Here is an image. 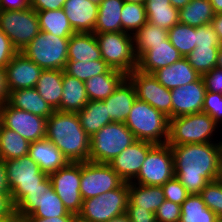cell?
<instances>
[{
	"label": "cell",
	"mask_w": 222,
	"mask_h": 222,
	"mask_svg": "<svg viewBox=\"0 0 222 222\" xmlns=\"http://www.w3.org/2000/svg\"><path fill=\"white\" fill-rule=\"evenodd\" d=\"M171 146L175 177L189 194L201 190L216 181L221 142L191 143Z\"/></svg>",
	"instance_id": "obj_1"
},
{
	"label": "cell",
	"mask_w": 222,
	"mask_h": 222,
	"mask_svg": "<svg viewBox=\"0 0 222 222\" xmlns=\"http://www.w3.org/2000/svg\"><path fill=\"white\" fill-rule=\"evenodd\" d=\"M45 138L62 152L68 162L89 161L90 136L82 128L77 113L55 110L46 121Z\"/></svg>",
	"instance_id": "obj_2"
},
{
	"label": "cell",
	"mask_w": 222,
	"mask_h": 222,
	"mask_svg": "<svg viewBox=\"0 0 222 222\" xmlns=\"http://www.w3.org/2000/svg\"><path fill=\"white\" fill-rule=\"evenodd\" d=\"M137 140L166 144L169 137V118L145 101L136 98L125 121Z\"/></svg>",
	"instance_id": "obj_3"
},
{
	"label": "cell",
	"mask_w": 222,
	"mask_h": 222,
	"mask_svg": "<svg viewBox=\"0 0 222 222\" xmlns=\"http://www.w3.org/2000/svg\"><path fill=\"white\" fill-rule=\"evenodd\" d=\"M207 113H193L169 119L168 145L222 142L213 137L220 130ZM217 129V130H216ZM215 140V141H214Z\"/></svg>",
	"instance_id": "obj_4"
},
{
	"label": "cell",
	"mask_w": 222,
	"mask_h": 222,
	"mask_svg": "<svg viewBox=\"0 0 222 222\" xmlns=\"http://www.w3.org/2000/svg\"><path fill=\"white\" fill-rule=\"evenodd\" d=\"M14 216L20 220L26 217L51 218L76 216L70 213L54 191L50 177L44 180V189L30 190L14 206Z\"/></svg>",
	"instance_id": "obj_5"
},
{
	"label": "cell",
	"mask_w": 222,
	"mask_h": 222,
	"mask_svg": "<svg viewBox=\"0 0 222 222\" xmlns=\"http://www.w3.org/2000/svg\"><path fill=\"white\" fill-rule=\"evenodd\" d=\"M136 140L125 123L107 124L90 137L89 161L108 164Z\"/></svg>",
	"instance_id": "obj_6"
},
{
	"label": "cell",
	"mask_w": 222,
	"mask_h": 222,
	"mask_svg": "<svg viewBox=\"0 0 222 222\" xmlns=\"http://www.w3.org/2000/svg\"><path fill=\"white\" fill-rule=\"evenodd\" d=\"M4 162L13 207L28 191L44 189V180L49 175L41 171L39 165L29 155Z\"/></svg>",
	"instance_id": "obj_7"
},
{
	"label": "cell",
	"mask_w": 222,
	"mask_h": 222,
	"mask_svg": "<svg viewBox=\"0 0 222 222\" xmlns=\"http://www.w3.org/2000/svg\"><path fill=\"white\" fill-rule=\"evenodd\" d=\"M101 52V58L113 69L126 75L137 69L133 35L127 32L94 33Z\"/></svg>",
	"instance_id": "obj_8"
},
{
	"label": "cell",
	"mask_w": 222,
	"mask_h": 222,
	"mask_svg": "<svg viewBox=\"0 0 222 222\" xmlns=\"http://www.w3.org/2000/svg\"><path fill=\"white\" fill-rule=\"evenodd\" d=\"M68 42L69 38L40 30L22 53L43 70H64L68 61Z\"/></svg>",
	"instance_id": "obj_9"
},
{
	"label": "cell",
	"mask_w": 222,
	"mask_h": 222,
	"mask_svg": "<svg viewBox=\"0 0 222 222\" xmlns=\"http://www.w3.org/2000/svg\"><path fill=\"white\" fill-rule=\"evenodd\" d=\"M128 183L93 198L85 199L77 215L81 222H107L114 217L126 214L128 206Z\"/></svg>",
	"instance_id": "obj_10"
},
{
	"label": "cell",
	"mask_w": 222,
	"mask_h": 222,
	"mask_svg": "<svg viewBox=\"0 0 222 222\" xmlns=\"http://www.w3.org/2000/svg\"><path fill=\"white\" fill-rule=\"evenodd\" d=\"M0 29L18 52H22L40 31L37 13L32 8L0 11Z\"/></svg>",
	"instance_id": "obj_11"
},
{
	"label": "cell",
	"mask_w": 222,
	"mask_h": 222,
	"mask_svg": "<svg viewBox=\"0 0 222 222\" xmlns=\"http://www.w3.org/2000/svg\"><path fill=\"white\" fill-rule=\"evenodd\" d=\"M174 176V158L171 146L167 143L155 144L148 151L138 176L132 182L141 185L162 186Z\"/></svg>",
	"instance_id": "obj_12"
},
{
	"label": "cell",
	"mask_w": 222,
	"mask_h": 222,
	"mask_svg": "<svg viewBox=\"0 0 222 222\" xmlns=\"http://www.w3.org/2000/svg\"><path fill=\"white\" fill-rule=\"evenodd\" d=\"M49 177L64 207L77 216L83 203L80 193L81 162H68L64 167L50 173Z\"/></svg>",
	"instance_id": "obj_13"
},
{
	"label": "cell",
	"mask_w": 222,
	"mask_h": 222,
	"mask_svg": "<svg viewBox=\"0 0 222 222\" xmlns=\"http://www.w3.org/2000/svg\"><path fill=\"white\" fill-rule=\"evenodd\" d=\"M123 182L107 163L81 162L80 193L83 200L118 188Z\"/></svg>",
	"instance_id": "obj_14"
},
{
	"label": "cell",
	"mask_w": 222,
	"mask_h": 222,
	"mask_svg": "<svg viewBox=\"0 0 222 222\" xmlns=\"http://www.w3.org/2000/svg\"><path fill=\"white\" fill-rule=\"evenodd\" d=\"M47 118L12 107L8 102L0 107V124L19 133L28 142L46 137Z\"/></svg>",
	"instance_id": "obj_15"
},
{
	"label": "cell",
	"mask_w": 222,
	"mask_h": 222,
	"mask_svg": "<svg viewBox=\"0 0 222 222\" xmlns=\"http://www.w3.org/2000/svg\"><path fill=\"white\" fill-rule=\"evenodd\" d=\"M135 88L136 97L147 102L169 119L172 118L171 90L165 88L152 75L135 69L127 74Z\"/></svg>",
	"instance_id": "obj_16"
},
{
	"label": "cell",
	"mask_w": 222,
	"mask_h": 222,
	"mask_svg": "<svg viewBox=\"0 0 222 222\" xmlns=\"http://www.w3.org/2000/svg\"><path fill=\"white\" fill-rule=\"evenodd\" d=\"M154 145L151 142L136 140L108 164L124 182H132L138 176L148 151Z\"/></svg>",
	"instance_id": "obj_17"
},
{
	"label": "cell",
	"mask_w": 222,
	"mask_h": 222,
	"mask_svg": "<svg viewBox=\"0 0 222 222\" xmlns=\"http://www.w3.org/2000/svg\"><path fill=\"white\" fill-rule=\"evenodd\" d=\"M206 91L202 77L171 90L172 118L202 112Z\"/></svg>",
	"instance_id": "obj_18"
},
{
	"label": "cell",
	"mask_w": 222,
	"mask_h": 222,
	"mask_svg": "<svg viewBox=\"0 0 222 222\" xmlns=\"http://www.w3.org/2000/svg\"><path fill=\"white\" fill-rule=\"evenodd\" d=\"M6 79L10 91L35 88L43 71L22 52H18L5 67Z\"/></svg>",
	"instance_id": "obj_19"
},
{
	"label": "cell",
	"mask_w": 222,
	"mask_h": 222,
	"mask_svg": "<svg viewBox=\"0 0 222 222\" xmlns=\"http://www.w3.org/2000/svg\"><path fill=\"white\" fill-rule=\"evenodd\" d=\"M63 10L76 33H94L98 5L88 0H66Z\"/></svg>",
	"instance_id": "obj_20"
},
{
	"label": "cell",
	"mask_w": 222,
	"mask_h": 222,
	"mask_svg": "<svg viewBox=\"0 0 222 222\" xmlns=\"http://www.w3.org/2000/svg\"><path fill=\"white\" fill-rule=\"evenodd\" d=\"M182 57L180 52L167 39L165 43L152 45V48L138 59L137 70L153 74L160 68L172 65Z\"/></svg>",
	"instance_id": "obj_21"
},
{
	"label": "cell",
	"mask_w": 222,
	"mask_h": 222,
	"mask_svg": "<svg viewBox=\"0 0 222 222\" xmlns=\"http://www.w3.org/2000/svg\"><path fill=\"white\" fill-rule=\"evenodd\" d=\"M168 90L197 81L201 75L182 57L172 65L158 69L152 74Z\"/></svg>",
	"instance_id": "obj_22"
},
{
	"label": "cell",
	"mask_w": 222,
	"mask_h": 222,
	"mask_svg": "<svg viewBox=\"0 0 222 222\" xmlns=\"http://www.w3.org/2000/svg\"><path fill=\"white\" fill-rule=\"evenodd\" d=\"M136 98L135 88L126 77L114 93L103 100L110 119L113 122L125 123Z\"/></svg>",
	"instance_id": "obj_23"
},
{
	"label": "cell",
	"mask_w": 222,
	"mask_h": 222,
	"mask_svg": "<svg viewBox=\"0 0 222 222\" xmlns=\"http://www.w3.org/2000/svg\"><path fill=\"white\" fill-rule=\"evenodd\" d=\"M28 155L48 175L68 163L62 152L46 138L30 143Z\"/></svg>",
	"instance_id": "obj_24"
},
{
	"label": "cell",
	"mask_w": 222,
	"mask_h": 222,
	"mask_svg": "<svg viewBox=\"0 0 222 222\" xmlns=\"http://www.w3.org/2000/svg\"><path fill=\"white\" fill-rule=\"evenodd\" d=\"M127 75L110 68L106 73L91 77L84 82L89 101H103L114 93Z\"/></svg>",
	"instance_id": "obj_25"
},
{
	"label": "cell",
	"mask_w": 222,
	"mask_h": 222,
	"mask_svg": "<svg viewBox=\"0 0 222 222\" xmlns=\"http://www.w3.org/2000/svg\"><path fill=\"white\" fill-rule=\"evenodd\" d=\"M12 107L28 111L32 114L49 118L54 109L42 99L35 88L10 91L7 101Z\"/></svg>",
	"instance_id": "obj_26"
},
{
	"label": "cell",
	"mask_w": 222,
	"mask_h": 222,
	"mask_svg": "<svg viewBox=\"0 0 222 222\" xmlns=\"http://www.w3.org/2000/svg\"><path fill=\"white\" fill-rule=\"evenodd\" d=\"M101 58L94 33H74L68 42V61H95Z\"/></svg>",
	"instance_id": "obj_27"
},
{
	"label": "cell",
	"mask_w": 222,
	"mask_h": 222,
	"mask_svg": "<svg viewBox=\"0 0 222 222\" xmlns=\"http://www.w3.org/2000/svg\"><path fill=\"white\" fill-rule=\"evenodd\" d=\"M88 102L89 98L84 82L69 76L63 70V94L60 111L78 113Z\"/></svg>",
	"instance_id": "obj_28"
},
{
	"label": "cell",
	"mask_w": 222,
	"mask_h": 222,
	"mask_svg": "<svg viewBox=\"0 0 222 222\" xmlns=\"http://www.w3.org/2000/svg\"><path fill=\"white\" fill-rule=\"evenodd\" d=\"M35 89L54 110L60 111L63 94V70H43Z\"/></svg>",
	"instance_id": "obj_29"
},
{
	"label": "cell",
	"mask_w": 222,
	"mask_h": 222,
	"mask_svg": "<svg viewBox=\"0 0 222 222\" xmlns=\"http://www.w3.org/2000/svg\"><path fill=\"white\" fill-rule=\"evenodd\" d=\"M128 204H134L140 209H147L153 213L164 202V193L161 186H149L128 183Z\"/></svg>",
	"instance_id": "obj_30"
},
{
	"label": "cell",
	"mask_w": 222,
	"mask_h": 222,
	"mask_svg": "<svg viewBox=\"0 0 222 222\" xmlns=\"http://www.w3.org/2000/svg\"><path fill=\"white\" fill-rule=\"evenodd\" d=\"M123 0H102L98 5V15L94 33L121 32V12Z\"/></svg>",
	"instance_id": "obj_31"
},
{
	"label": "cell",
	"mask_w": 222,
	"mask_h": 222,
	"mask_svg": "<svg viewBox=\"0 0 222 222\" xmlns=\"http://www.w3.org/2000/svg\"><path fill=\"white\" fill-rule=\"evenodd\" d=\"M77 114L82 128L90 137L103 126L113 122L104 101H89Z\"/></svg>",
	"instance_id": "obj_32"
},
{
	"label": "cell",
	"mask_w": 222,
	"mask_h": 222,
	"mask_svg": "<svg viewBox=\"0 0 222 222\" xmlns=\"http://www.w3.org/2000/svg\"><path fill=\"white\" fill-rule=\"evenodd\" d=\"M39 28L43 32H48L57 37L70 38L76 33L63 8L57 10L36 11Z\"/></svg>",
	"instance_id": "obj_33"
},
{
	"label": "cell",
	"mask_w": 222,
	"mask_h": 222,
	"mask_svg": "<svg viewBox=\"0 0 222 222\" xmlns=\"http://www.w3.org/2000/svg\"><path fill=\"white\" fill-rule=\"evenodd\" d=\"M215 16L209 0H191L179 9V22L192 27L211 24Z\"/></svg>",
	"instance_id": "obj_34"
},
{
	"label": "cell",
	"mask_w": 222,
	"mask_h": 222,
	"mask_svg": "<svg viewBox=\"0 0 222 222\" xmlns=\"http://www.w3.org/2000/svg\"><path fill=\"white\" fill-rule=\"evenodd\" d=\"M29 145L25 138L12 129L0 124V159L7 161L29 154Z\"/></svg>",
	"instance_id": "obj_35"
},
{
	"label": "cell",
	"mask_w": 222,
	"mask_h": 222,
	"mask_svg": "<svg viewBox=\"0 0 222 222\" xmlns=\"http://www.w3.org/2000/svg\"><path fill=\"white\" fill-rule=\"evenodd\" d=\"M168 39V30L146 22L133 34V44L137 59H139L152 45L165 43Z\"/></svg>",
	"instance_id": "obj_36"
},
{
	"label": "cell",
	"mask_w": 222,
	"mask_h": 222,
	"mask_svg": "<svg viewBox=\"0 0 222 222\" xmlns=\"http://www.w3.org/2000/svg\"><path fill=\"white\" fill-rule=\"evenodd\" d=\"M218 216L206 207L199 194H190L181 204L180 222H217Z\"/></svg>",
	"instance_id": "obj_37"
},
{
	"label": "cell",
	"mask_w": 222,
	"mask_h": 222,
	"mask_svg": "<svg viewBox=\"0 0 222 222\" xmlns=\"http://www.w3.org/2000/svg\"><path fill=\"white\" fill-rule=\"evenodd\" d=\"M168 39L183 57H187L196 47V27L178 22L168 30Z\"/></svg>",
	"instance_id": "obj_38"
},
{
	"label": "cell",
	"mask_w": 222,
	"mask_h": 222,
	"mask_svg": "<svg viewBox=\"0 0 222 222\" xmlns=\"http://www.w3.org/2000/svg\"><path fill=\"white\" fill-rule=\"evenodd\" d=\"M110 68L103 59L88 62L67 61L64 72L85 82L91 77L106 73Z\"/></svg>",
	"instance_id": "obj_39"
},
{
	"label": "cell",
	"mask_w": 222,
	"mask_h": 222,
	"mask_svg": "<svg viewBox=\"0 0 222 222\" xmlns=\"http://www.w3.org/2000/svg\"><path fill=\"white\" fill-rule=\"evenodd\" d=\"M147 22L144 4L124 2L121 12L122 31L134 34Z\"/></svg>",
	"instance_id": "obj_40"
},
{
	"label": "cell",
	"mask_w": 222,
	"mask_h": 222,
	"mask_svg": "<svg viewBox=\"0 0 222 222\" xmlns=\"http://www.w3.org/2000/svg\"><path fill=\"white\" fill-rule=\"evenodd\" d=\"M219 47H195L186 57L189 64L201 76L216 68Z\"/></svg>",
	"instance_id": "obj_41"
},
{
	"label": "cell",
	"mask_w": 222,
	"mask_h": 222,
	"mask_svg": "<svg viewBox=\"0 0 222 222\" xmlns=\"http://www.w3.org/2000/svg\"><path fill=\"white\" fill-rule=\"evenodd\" d=\"M145 10L147 22L166 30L179 22V9L174 7L145 8Z\"/></svg>",
	"instance_id": "obj_42"
},
{
	"label": "cell",
	"mask_w": 222,
	"mask_h": 222,
	"mask_svg": "<svg viewBox=\"0 0 222 222\" xmlns=\"http://www.w3.org/2000/svg\"><path fill=\"white\" fill-rule=\"evenodd\" d=\"M199 195L206 207L222 219V184L217 181L208 183Z\"/></svg>",
	"instance_id": "obj_43"
},
{
	"label": "cell",
	"mask_w": 222,
	"mask_h": 222,
	"mask_svg": "<svg viewBox=\"0 0 222 222\" xmlns=\"http://www.w3.org/2000/svg\"><path fill=\"white\" fill-rule=\"evenodd\" d=\"M164 198L181 205L190 195L183 184L174 176L162 186Z\"/></svg>",
	"instance_id": "obj_44"
},
{
	"label": "cell",
	"mask_w": 222,
	"mask_h": 222,
	"mask_svg": "<svg viewBox=\"0 0 222 222\" xmlns=\"http://www.w3.org/2000/svg\"><path fill=\"white\" fill-rule=\"evenodd\" d=\"M202 112L209 114L222 126V94L206 91Z\"/></svg>",
	"instance_id": "obj_45"
},
{
	"label": "cell",
	"mask_w": 222,
	"mask_h": 222,
	"mask_svg": "<svg viewBox=\"0 0 222 222\" xmlns=\"http://www.w3.org/2000/svg\"><path fill=\"white\" fill-rule=\"evenodd\" d=\"M156 222H180L181 205L164 200L155 212Z\"/></svg>",
	"instance_id": "obj_46"
},
{
	"label": "cell",
	"mask_w": 222,
	"mask_h": 222,
	"mask_svg": "<svg viewBox=\"0 0 222 222\" xmlns=\"http://www.w3.org/2000/svg\"><path fill=\"white\" fill-rule=\"evenodd\" d=\"M220 45L211 24L196 27V47H220Z\"/></svg>",
	"instance_id": "obj_47"
},
{
	"label": "cell",
	"mask_w": 222,
	"mask_h": 222,
	"mask_svg": "<svg viewBox=\"0 0 222 222\" xmlns=\"http://www.w3.org/2000/svg\"><path fill=\"white\" fill-rule=\"evenodd\" d=\"M17 53L12 41L0 29V68H5Z\"/></svg>",
	"instance_id": "obj_48"
},
{
	"label": "cell",
	"mask_w": 222,
	"mask_h": 222,
	"mask_svg": "<svg viewBox=\"0 0 222 222\" xmlns=\"http://www.w3.org/2000/svg\"><path fill=\"white\" fill-rule=\"evenodd\" d=\"M201 77L207 91L222 94V69L214 68Z\"/></svg>",
	"instance_id": "obj_49"
},
{
	"label": "cell",
	"mask_w": 222,
	"mask_h": 222,
	"mask_svg": "<svg viewBox=\"0 0 222 222\" xmlns=\"http://www.w3.org/2000/svg\"><path fill=\"white\" fill-rule=\"evenodd\" d=\"M126 215L131 222H156L155 213L147 209H140V207L134 204H128Z\"/></svg>",
	"instance_id": "obj_50"
},
{
	"label": "cell",
	"mask_w": 222,
	"mask_h": 222,
	"mask_svg": "<svg viewBox=\"0 0 222 222\" xmlns=\"http://www.w3.org/2000/svg\"><path fill=\"white\" fill-rule=\"evenodd\" d=\"M66 0H31V8L35 11L57 10L63 8Z\"/></svg>",
	"instance_id": "obj_51"
},
{
	"label": "cell",
	"mask_w": 222,
	"mask_h": 222,
	"mask_svg": "<svg viewBox=\"0 0 222 222\" xmlns=\"http://www.w3.org/2000/svg\"><path fill=\"white\" fill-rule=\"evenodd\" d=\"M31 8V0H0V11H18Z\"/></svg>",
	"instance_id": "obj_52"
},
{
	"label": "cell",
	"mask_w": 222,
	"mask_h": 222,
	"mask_svg": "<svg viewBox=\"0 0 222 222\" xmlns=\"http://www.w3.org/2000/svg\"><path fill=\"white\" fill-rule=\"evenodd\" d=\"M10 195L11 194H0V218H15Z\"/></svg>",
	"instance_id": "obj_53"
},
{
	"label": "cell",
	"mask_w": 222,
	"mask_h": 222,
	"mask_svg": "<svg viewBox=\"0 0 222 222\" xmlns=\"http://www.w3.org/2000/svg\"><path fill=\"white\" fill-rule=\"evenodd\" d=\"M9 93L5 68H0V107L8 101Z\"/></svg>",
	"instance_id": "obj_54"
},
{
	"label": "cell",
	"mask_w": 222,
	"mask_h": 222,
	"mask_svg": "<svg viewBox=\"0 0 222 222\" xmlns=\"http://www.w3.org/2000/svg\"><path fill=\"white\" fill-rule=\"evenodd\" d=\"M77 216H62V217H49V218H38V217H26L25 222H76Z\"/></svg>",
	"instance_id": "obj_55"
},
{
	"label": "cell",
	"mask_w": 222,
	"mask_h": 222,
	"mask_svg": "<svg viewBox=\"0 0 222 222\" xmlns=\"http://www.w3.org/2000/svg\"><path fill=\"white\" fill-rule=\"evenodd\" d=\"M0 194H11L4 160L0 159Z\"/></svg>",
	"instance_id": "obj_56"
},
{
	"label": "cell",
	"mask_w": 222,
	"mask_h": 222,
	"mask_svg": "<svg viewBox=\"0 0 222 222\" xmlns=\"http://www.w3.org/2000/svg\"><path fill=\"white\" fill-rule=\"evenodd\" d=\"M214 31L216 32L219 42L222 45V13L215 14L211 21Z\"/></svg>",
	"instance_id": "obj_57"
},
{
	"label": "cell",
	"mask_w": 222,
	"mask_h": 222,
	"mask_svg": "<svg viewBox=\"0 0 222 222\" xmlns=\"http://www.w3.org/2000/svg\"><path fill=\"white\" fill-rule=\"evenodd\" d=\"M145 8L173 7L170 0H145Z\"/></svg>",
	"instance_id": "obj_58"
},
{
	"label": "cell",
	"mask_w": 222,
	"mask_h": 222,
	"mask_svg": "<svg viewBox=\"0 0 222 222\" xmlns=\"http://www.w3.org/2000/svg\"><path fill=\"white\" fill-rule=\"evenodd\" d=\"M211 3L215 14L222 13V0H209Z\"/></svg>",
	"instance_id": "obj_59"
},
{
	"label": "cell",
	"mask_w": 222,
	"mask_h": 222,
	"mask_svg": "<svg viewBox=\"0 0 222 222\" xmlns=\"http://www.w3.org/2000/svg\"><path fill=\"white\" fill-rule=\"evenodd\" d=\"M216 181L222 184V142H221V148H220V154H219V166H218V174Z\"/></svg>",
	"instance_id": "obj_60"
},
{
	"label": "cell",
	"mask_w": 222,
	"mask_h": 222,
	"mask_svg": "<svg viewBox=\"0 0 222 222\" xmlns=\"http://www.w3.org/2000/svg\"><path fill=\"white\" fill-rule=\"evenodd\" d=\"M171 5L176 9L183 8L187 3H189L191 0H170Z\"/></svg>",
	"instance_id": "obj_61"
},
{
	"label": "cell",
	"mask_w": 222,
	"mask_h": 222,
	"mask_svg": "<svg viewBox=\"0 0 222 222\" xmlns=\"http://www.w3.org/2000/svg\"><path fill=\"white\" fill-rule=\"evenodd\" d=\"M107 222H131L129 220V217L126 214L114 217L113 219L107 221Z\"/></svg>",
	"instance_id": "obj_62"
},
{
	"label": "cell",
	"mask_w": 222,
	"mask_h": 222,
	"mask_svg": "<svg viewBox=\"0 0 222 222\" xmlns=\"http://www.w3.org/2000/svg\"><path fill=\"white\" fill-rule=\"evenodd\" d=\"M216 68L222 69V45L219 47L218 57L216 60Z\"/></svg>",
	"instance_id": "obj_63"
},
{
	"label": "cell",
	"mask_w": 222,
	"mask_h": 222,
	"mask_svg": "<svg viewBox=\"0 0 222 222\" xmlns=\"http://www.w3.org/2000/svg\"><path fill=\"white\" fill-rule=\"evenodd\" d=\"M124 2L128 3H137V4H144L145 0H123Z\"/></svg>",
	"instance_id": "obj_64"
},
{
	"label": "cell",
	"mask_w": 222,
	"mask_h": 222,
	"mask_svg": "<svg viewBox=\"0 0 222 222\" xmlns=\"http://www.w3.org/2000/svg\"><path fill=\"white\" fill-rule=\"evenodd\" d=\"M14 218H0V222H10L12 221Z\"/></svg>",
	"instance_id": "obj_65"
},
{
	"label": "cell",
	"mask_w": 222,
	"mask_h": 222,
	"mask_svg": "<svg viewBox=\"0 0 222 222\" xmlns=\"http://www.w3.org/2000/svg\"><path fill=\"white\" fill-rule=\"evenodd\" d=\"M88 1H90L91 3H94L96 5H99L102 0H88Z\"/></svg>",
	"instance_id": "obj_66"
},
{
	"label": "cell",
	"mask_w": 222,
	"mask_h": 222,
	"mask_svg": "<svg viewBox=\"0 0 222 222\" xmlns=\"http://www.w3.org/2000/svg\"><path fill=\"white\" fill-rule=\"evenodd\" d=\"M10 222H25L24 220H20V219H18V218H14L12 221H10Z\"/></svg>",
	"instance_id": "obj_67"
}]
</instances>
